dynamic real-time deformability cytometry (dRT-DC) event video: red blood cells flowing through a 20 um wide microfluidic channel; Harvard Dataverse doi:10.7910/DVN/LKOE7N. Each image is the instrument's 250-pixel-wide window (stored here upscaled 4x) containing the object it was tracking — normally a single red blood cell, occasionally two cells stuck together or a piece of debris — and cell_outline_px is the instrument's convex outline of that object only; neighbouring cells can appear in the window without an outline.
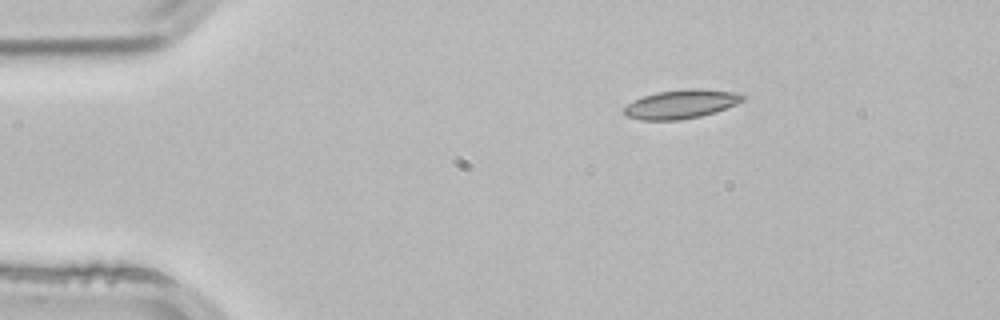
{"species": "common noctule bat (a hibernating species)", "species_latin": "Nyctalus noctula", "temperature_condition": "room temperature", "stored_images_in_passage": 3, "segment_of_instrument_passage": [1, 2], "camera_frame_rate_fps": 3000, "um_per_image_px": 0.085, "animal": {"sex": "male", "body_mass_g": 21.5, "forearm_length_mm": 52.0}, "frame": {"image": 1, "passage_image": 1, "time_ms": 0.0, "image_size_px": [1000, 320], "cell_outline_px": [[748, 96], [744, 100], [736, 104], [716, 112], [700, 116], [680, 120], [640, 120], [624, 116], [624, 108], [632, 100], [656, 92], [684, 88], [700, 88], [732, 92]], "centroid_in_image_um": [57.88, 8.84], "position_along_channel_um": 27.1, "area_um2": 20.17}}